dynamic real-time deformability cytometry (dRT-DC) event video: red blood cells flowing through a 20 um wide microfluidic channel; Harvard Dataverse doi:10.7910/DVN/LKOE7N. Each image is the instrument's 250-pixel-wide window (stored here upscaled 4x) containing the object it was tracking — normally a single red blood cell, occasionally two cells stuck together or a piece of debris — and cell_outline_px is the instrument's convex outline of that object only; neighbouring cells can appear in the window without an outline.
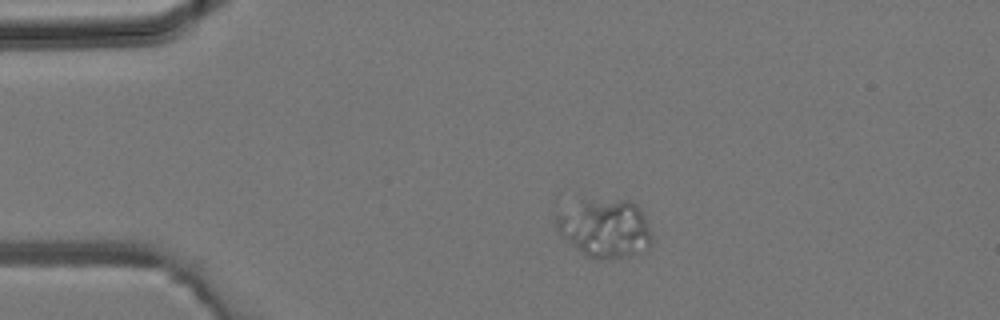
{"species": "common noctule bat (a hibernating species)", "species_latin": "Nyctalus noctula", "temperature_condition": "room temperature", "stored_images_in_passage": 3, "camera_frame_rate_fps": 3000, "um_per_image_px": 0.085, "animal": {"sex": "male", "body_mass_g": 19.2, "forearm_length_mm": 51.8}, "frame": {"image": 1, "passage_image": 2, "time_ms": 0.333, "image_size_px": [1000, 320], "cell_outline_px": [[652, 244], [648, 248], [632, 256], [608, 260], [596, 260], [580, 252], [556, 228], [556, 216], [584, 200], [632, 200], [640, 208], [652, 232]], "centroid_in_image_um": [51.5, 19.44], "position_along_channel_um": 33.5, "area_um2": 32.43}}
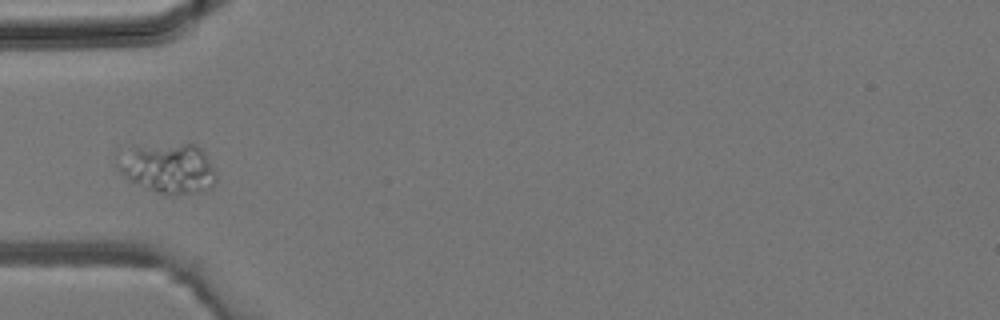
{"frame": {"image": 2, "passage_image": 3, "time_ms": 0.667, "image_size_px": [1000, 320], "cell_outline_px": [[216, 180], [212, 188], [204, 192], [172, 196], [164, 196], [128, 180], [116, 168], [116, 164], [136, 144], [196, 144], [204, 152], [216, 172]], "centroid_in_image_um": [14.34, 14.34], "position_along_channel_um": 70.7, "area_um2": 29.19}}